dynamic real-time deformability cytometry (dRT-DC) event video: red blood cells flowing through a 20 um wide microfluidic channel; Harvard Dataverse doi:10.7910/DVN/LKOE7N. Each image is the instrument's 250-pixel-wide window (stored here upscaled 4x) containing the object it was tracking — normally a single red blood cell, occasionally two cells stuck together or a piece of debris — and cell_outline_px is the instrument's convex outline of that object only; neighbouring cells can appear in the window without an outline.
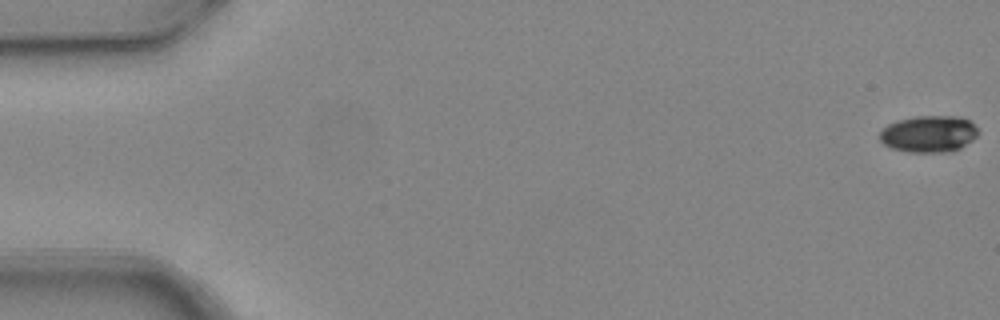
{"species": "common noctule bat (a hibernating species)", "species_latin": "Nyctalus noctula", "temperature_condition": "warm", "stored_images_in_passage": 7, "camera_frame_rate_fps": 3000, "um_per_image_px": 0.085, "animal": {"sex": "female", "body_mass_g": 24.6, "forearm_length_mm": 56.2}, "frame": {"image": 1, "passage_image": 1, "time_ms": 0.0, "image_size_px": [1000, 320], "cell_outline_px": [[980, 132], [972, 140], [960, 148], [948, 152], [908, 152], [892, 148], [884, 144], [880, 140], [880, 132], [888, 124], [896, 120], [916, 116], [956, 116], [968, 120]], "centroid_in_image_um": [78.93, 11.38], "position_along_channel_um": 6.1, "area_um2": 20.98}}
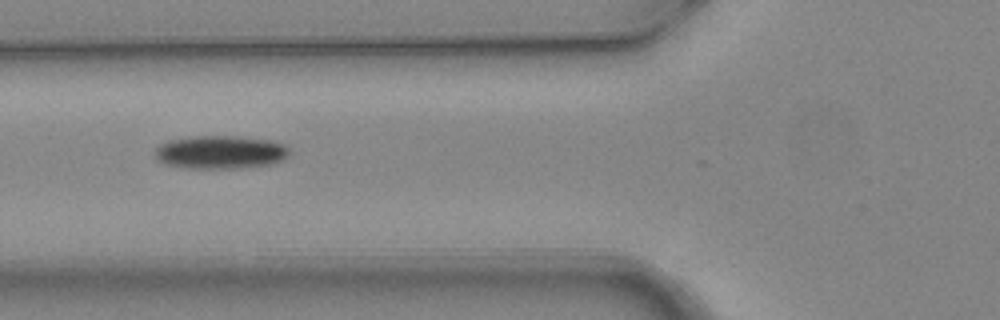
{"frame": {"image": 2, "passage_image": 6, "time_ms": 1.667, "image_size_px": [1000, 320], "cell_outline_px": [[288, 156], [284, 160], [272, 164], [240, 168], [188, 168], [168, 164], [156, 160], [156, 148], [160, 144], [168, 140], [192, 136], [236, 136], [276, 140], [284, 144], [288, 148]], "centroid_in_image_um": [18.78, 12.92], "position_along_channel_um": 107.0, "area_um2": 26.24}}
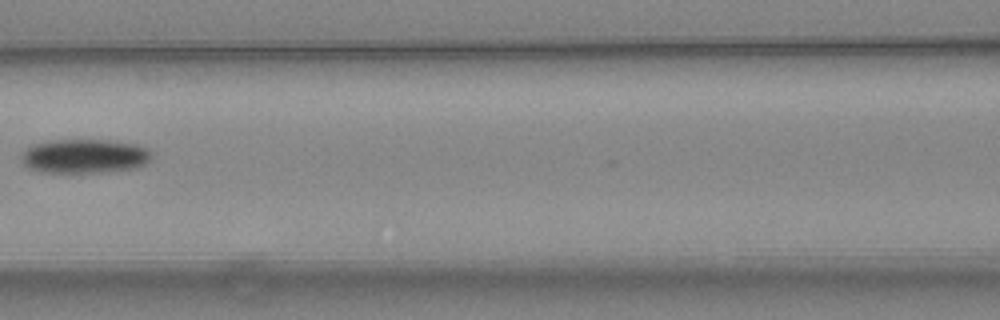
{"frame": {"image": 3, "passage_image": 7, "time_ms": 2.0, "image_size_px": [1000, 320], "cell_outline_px": [[152, 152], [148, 160], [144, 164], [136, 168], [104, 172], [40, 172], [28, 168], [20, 160], [20, 156], [24, 148], [32, 144], [52, 140], [108, 140], [136, 144], [148, 148]], "centroid_in_image_um": [7.13, 13.27], "position_along_channel_um": 159.5, "area_um2": 26.13}}